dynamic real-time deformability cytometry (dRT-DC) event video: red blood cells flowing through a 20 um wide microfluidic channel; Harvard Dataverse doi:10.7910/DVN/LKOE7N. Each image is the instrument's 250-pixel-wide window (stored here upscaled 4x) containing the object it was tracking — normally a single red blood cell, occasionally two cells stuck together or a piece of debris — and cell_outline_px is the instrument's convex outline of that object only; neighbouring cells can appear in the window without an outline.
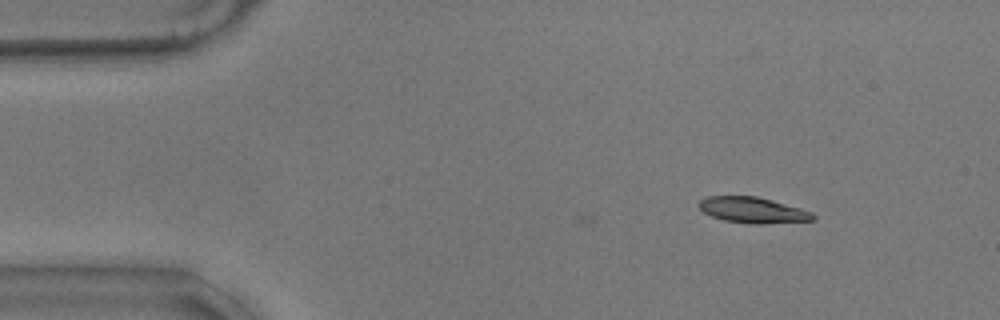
{"species": "common noctule bat (a hibernating species)", "species_latin": "Nyctalus noctula", "temperature_condition": "warm", "stored_images_in_passage": 51, "camera_frame_rate_fps": 3000, "um_per_image_px": 0.085, "animal": {"sex": "male", "body_mass_g": 17.9}, "frame": {"image": 1, "passage_image": 1, "time_ms": 0.0, "image_size_px": [1000, 320], "cell_outline_px": [[816, 220], [764, 224], [752, 224], [724, 220], [712, 216], [704, 212], [696, 204], [700, 200], [708, 196], [756, 196], [772, 200], [800, 208], [812, 212], [816, 216]], "centroid_in_image_um": [64.0, 17.86], "position_along_channel_um": 21.0, "area_um2": 17.22}}
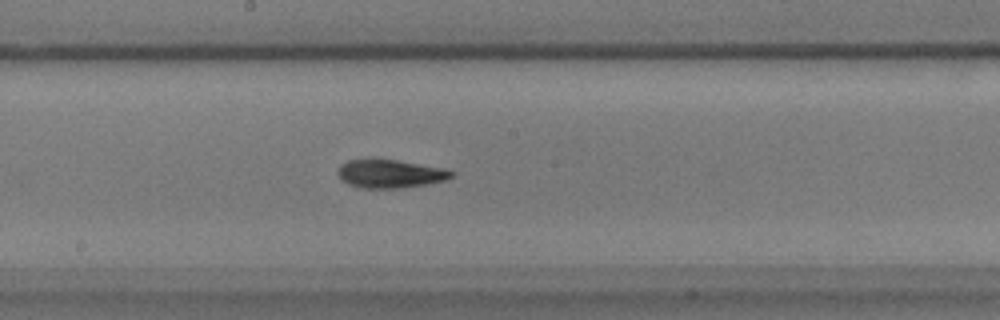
{"frame": {"image": 2, "passage_image": 24, "time_ms": 7.667, "image_size_px": [1000, 320], "cell_outline_px": [[456, 172], [452, 176], [444, 180], [428, 184], [400, 188], [364, 188], [348, 184], [336, 172], [340, 164], [348, 160], [372, 156], [444, 168]], "centroid_in_image_um": [33.12, 14.73], "position_along_channel_um": 215.1, "area_um2": 19.19}}
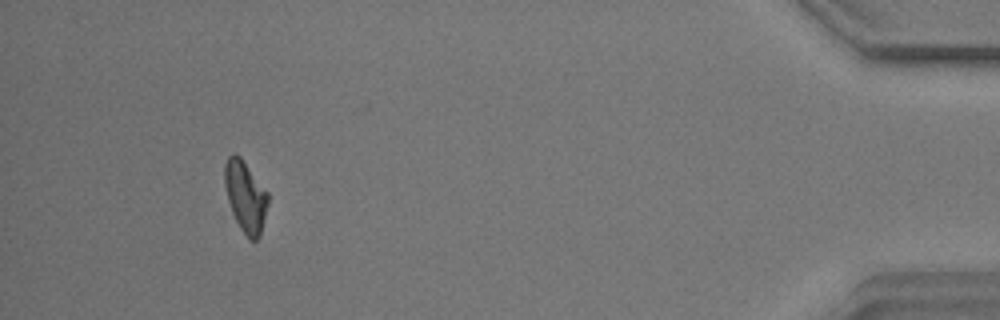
{"frame": {"image": 3, "passage_image": 47, "time_ms": 15.333, "image_size_px": [1000, 320], "cell_outline_px": [[268, 204], [260, 236], [256, 240], [248, 240], [240, 228], [232, 212], [228, 200], [224, 184], [224, 164], [228, 156], [232, 152], [240, 156], [268, 192]], "centroid_in_image_um": [20.86, 16.69], "position_along_channel_um": 414.3, "area_um2": 18.03}, "authors_computed_cell_mechanics": {"area_um2": 18.0336, "velocity_mm_per_s": 3.4993, "shape_relaxation_time_tau1_ms": 10.5351, "shape_relaxation_time_tau2_ms": 5.2893, "deformation_change_tau1": 0.2554, "deformation_change_tau2": 0.108}}